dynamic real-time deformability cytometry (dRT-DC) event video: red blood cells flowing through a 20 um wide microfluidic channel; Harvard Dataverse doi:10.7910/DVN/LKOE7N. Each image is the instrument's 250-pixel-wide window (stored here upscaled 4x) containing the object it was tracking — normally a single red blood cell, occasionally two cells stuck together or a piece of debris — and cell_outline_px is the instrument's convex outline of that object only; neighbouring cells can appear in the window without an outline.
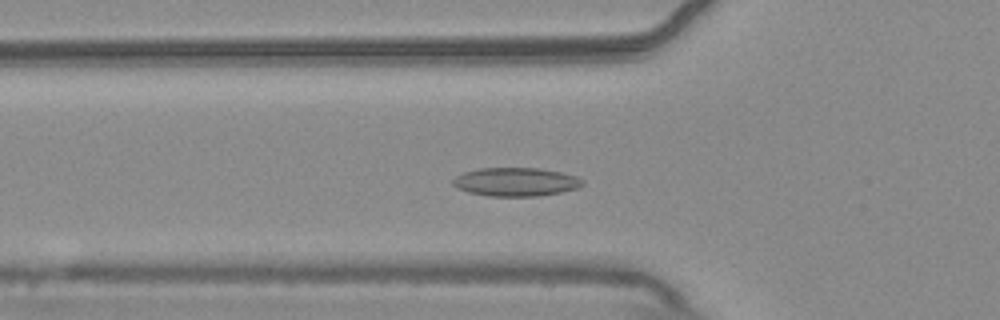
{"species": "common noctule bat (a hibernating species)", "species_latin": "Nyctalus noctula", "temperature_condition": "warm", "stored_images_in_passage": 38, "camera_frame_rate_fps": 3000, "um_per_image_px": 0.085, "animal": {"sex": "male", "body_mass_g": 20.4}, "frame": {"image": 1, "passage_image": 2, "time_ms": 0.333, "image_size_px": [1000, 320], "cell_outline_px": [[584, 184], [576, 188], [560, 192], [536, 196], [488, 196], [468, 192], [456, 188], [452, 184], [452, 180], [456, 176], [464, 172], [480, 168], [540, 168], [560, 172], [576, 176], [584, 180]], "centroid_in_image_um": [43.82, 15.46], "position_along_channel_um": 82.0, "area_um2": 21.56}}
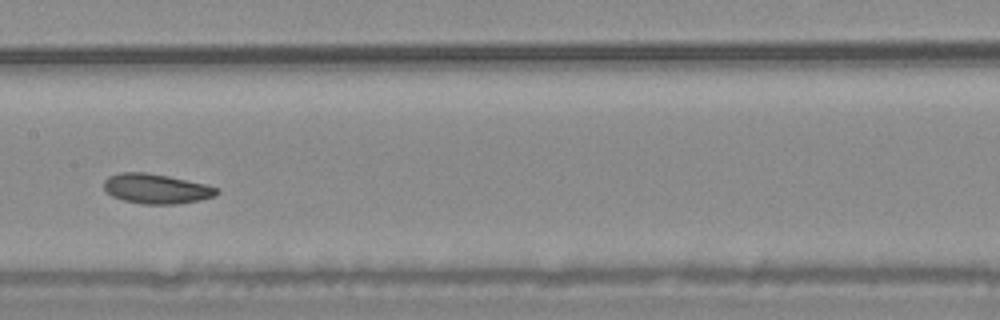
{"frame": {"image": 2, "passage_image": 11, "time_ms": 3.333, "image_size_px": [1000, 320], "cell_outline_px": [[220, 192], [216, 196], [200, 200], [176, 204], [140, 204], [124, 200], [112, 196], [104, 188], [104, 180], [108, 176], [120, 172], [148, 172], [168, 176], [204, 184], [220, 188]], "centroid_in_image_um": [13.3, 16.04], "position_along_channel_um": 194.1, "area_um2": 19.71}}
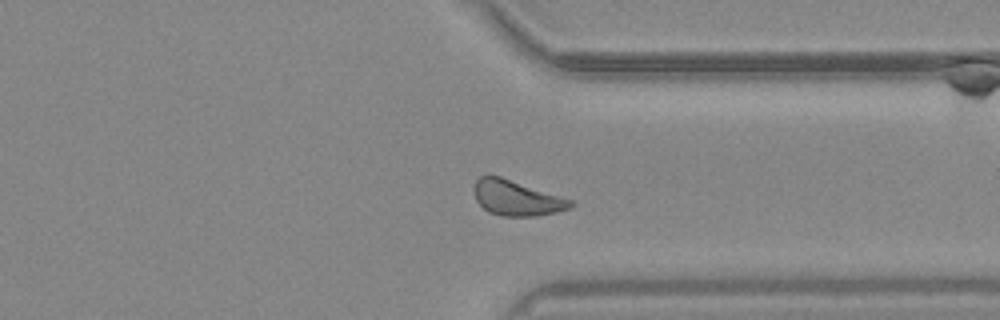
{"frame": {"image": 3, "passage_image": 25, "time_ms": 8.0, "image_size_px": [1000, 320], "cell_outline_px": [[576, 204], [572, 208], [556, 212], [536, 216], [504, 216], [488, 212], [476, 200], [472, 188], [476, 180], [480, 176], [488, 172], [572, 200]], "centroid_in_image_um": [43.88, 16.81], "position_along_channel_um": 367.5, "area_um2": 20.06}, "authors_computed_cell_mechanics": {"area_um2": 19.6809, "velocity_mm_per_s": 3.7183, "shape_relaxation_time_tau1_ms": 8.752, "shape_relaxation_time_tau2_ms": 7.9004, "deformation_change_tau1": 0.1236, "deformation_change_tau2": 0.1487}}